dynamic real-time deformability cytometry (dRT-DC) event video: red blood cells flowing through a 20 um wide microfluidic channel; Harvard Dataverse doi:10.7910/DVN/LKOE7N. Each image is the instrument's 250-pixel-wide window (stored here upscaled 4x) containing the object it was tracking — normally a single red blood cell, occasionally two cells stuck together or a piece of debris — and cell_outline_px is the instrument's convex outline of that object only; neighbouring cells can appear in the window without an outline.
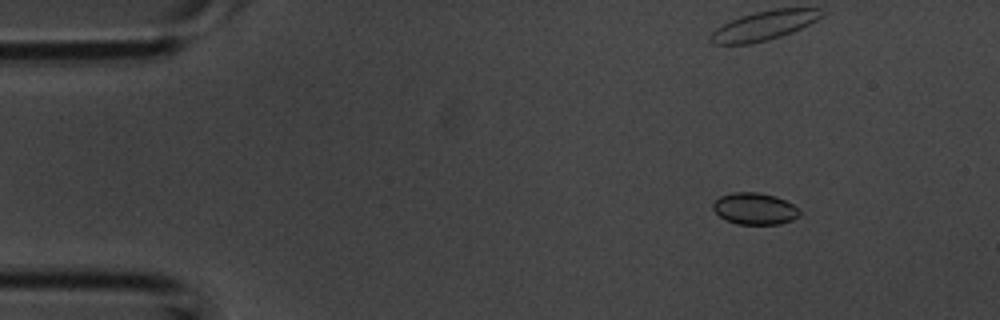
{"species": "common noctule bat (a hibernating species)", "species_latin": "Nyctalus noctula", "temperature_condition": "room temperature", "stored_images_in_passage": 4, "camera_frame_rate_fps": 3000, "um_per_image_px": 0.085, "animal": {"sex": "male", "body_mass_g": 20.1, "forearm_length_mm": 53.5}, "frame": {"image": 1, "passage_image": 2, "time_ms": 0.333, "image_size_px": [1000, 320], "cell_outline_px": [[800, 216], [792, 220], [780, 224], [736, 224], [720, 216], [712, 208], [712, 204], [720, 196], [732, 192], [760, 192], [776, 196], [792, 204], [800, 212]], "centroid_in_image_um": [64.15, 17.73], "position_along_channel_um": 20.9, "area_um2": 15.95}}